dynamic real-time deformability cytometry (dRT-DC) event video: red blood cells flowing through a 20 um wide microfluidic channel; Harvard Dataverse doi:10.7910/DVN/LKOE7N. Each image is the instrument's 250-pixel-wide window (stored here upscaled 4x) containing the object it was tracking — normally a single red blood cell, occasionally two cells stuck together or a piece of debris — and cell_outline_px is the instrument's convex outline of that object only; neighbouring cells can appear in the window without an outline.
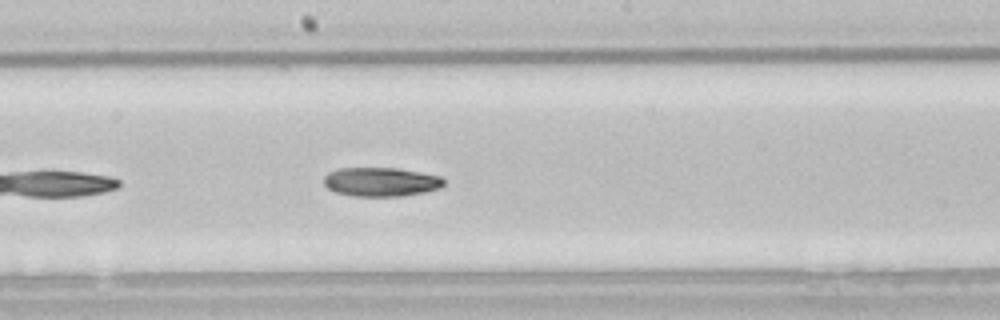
{"species": "common noctule bat (a hibernating species)", "species_latin": "Nyctalus noctula", "temperature_condition": "room temperature", "stored_images_in_passage": 24, "camera_frame_rate_fps": 3000, "um_per_image_px": 0.085, "animal": {"sex": "male", "body_mass_g": 21.5, "forearm_length_mm": 52.0}, "frame": {"image": 1, "passage_image": 14, "time_ms": 4.333, "image_size_px": [1000, 320], "cell_outline_px": [[444, 184], [440, 188], [424, 192], [404, 196], [352, 196], [336, 192], [328, 188], [324, 184], [324, 176], [328, 172], [340, 168], [396, 168], [420, 172], [440, 176], [444, 180]], "centroid_in_image_um": [32.37, 15.46], "position_along_channel_um": 215.8, "area_um2": 20.29}}